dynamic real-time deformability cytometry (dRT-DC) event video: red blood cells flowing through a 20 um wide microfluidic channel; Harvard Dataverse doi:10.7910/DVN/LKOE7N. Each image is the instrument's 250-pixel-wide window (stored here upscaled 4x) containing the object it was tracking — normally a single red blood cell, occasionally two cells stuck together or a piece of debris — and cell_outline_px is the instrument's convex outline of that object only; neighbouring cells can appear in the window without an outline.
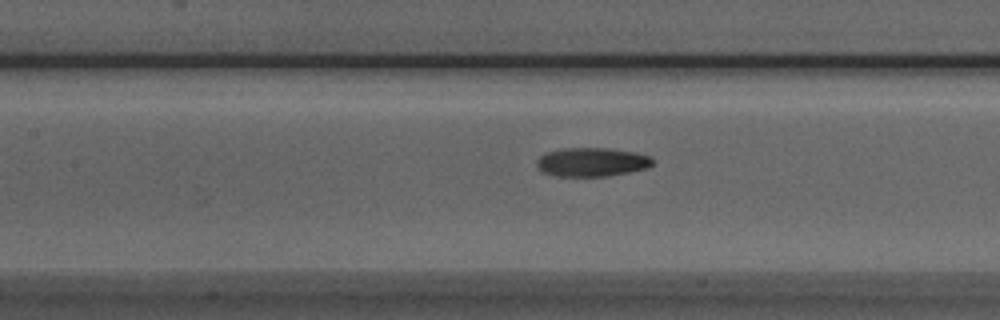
{"species": "Egyptian fruit bat (a non-hibernating species)", "species_latin": "Rousettus aegyptiacus", "temperature_condition": "room temperature", "stored_images_in_passage": 31, "camera_frame_rate_fps": 3000, "um_per_image_px": 0.085, "animal": {"sex": "male"}, "frame": {"image": 1, "passage_image": 8, "time_ms": 2.333, "image_size_px": [1000, 320], "cell_outline_px": [[652, 164], [644, 168], [628, 172], [608, 176], [556, 176], [544, 172], [536, 164], [536, 160], [544, 152], [564, 148], [608, 148], [636, 152], [652, 156]], "centroid_in_image_um": [50.29, 13.76], "position_along_channel_um": 157.1, "area_um2": 19.42}}
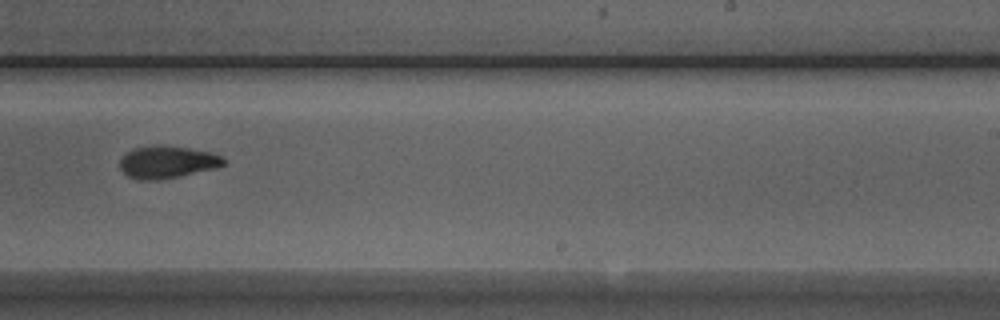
{"frame": {"image": 2, "passage_image": 17, "time_ms": 5.333, "image_size_px": [1000, 320], "cell_outline_px": [[224, 164], [216, 168], [180, 176], [156, 180], [136, 180], [128, 176], [120, 168], [120, 160], [132, 148], [152, 144], [164, 144], [188, 148], [208, 152], [220, 156], [224, 160]], "centroid_in_image_um": [14.17, 13.76], "position_along_channel_um": 274.8, "area_um2": 19.59}}
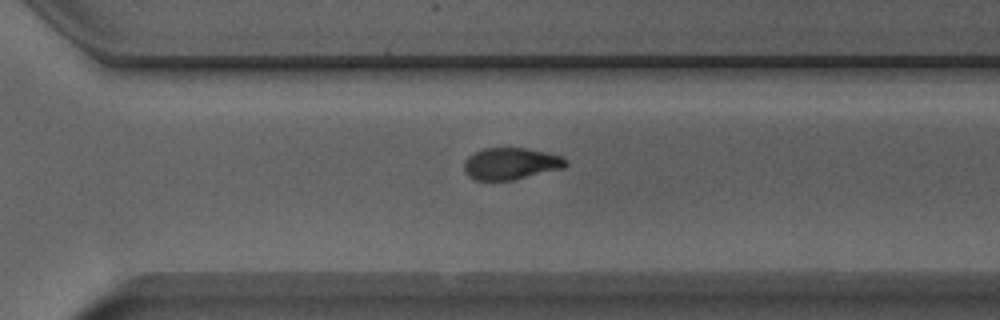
{"frame": {"image": 3, "passage_image": 21, "time_ms": 6.667, "image_size_px": [1000, 320], "cell_outline_px": [[568, 164], [564, 168], [512, 180], [476, 180], [468, 176], [464, 172], [464, 160], [468, 156], [484, 148], [528, 148], [560, 156], [568, 160]], "centroid_in_image_um": [43.41, 13.91], "position_along_channel_um": 327.2, "area_um2": 18.84}}